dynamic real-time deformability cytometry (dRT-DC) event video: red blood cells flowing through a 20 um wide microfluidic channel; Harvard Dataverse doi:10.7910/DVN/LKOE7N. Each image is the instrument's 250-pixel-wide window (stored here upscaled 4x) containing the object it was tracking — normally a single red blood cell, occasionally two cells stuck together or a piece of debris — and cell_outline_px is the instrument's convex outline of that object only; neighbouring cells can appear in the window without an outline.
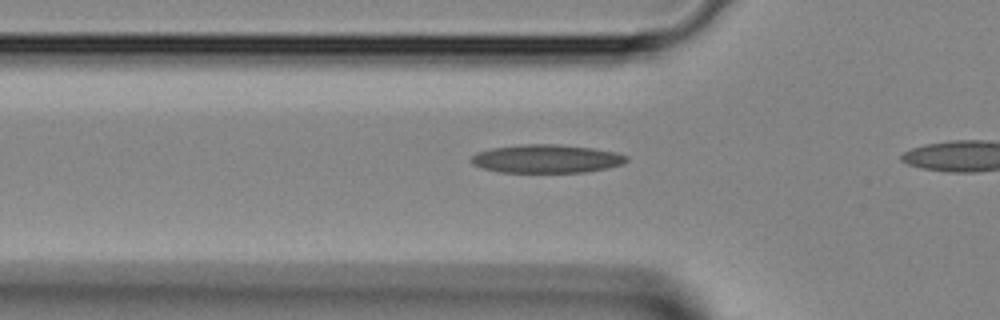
{"species": "Egyptian fruit bat (a non-hibernating species)", "species_latin": "Rousettus aegyptiacus", "temperature_condition": "room temperature", "stored_images_in_passage": 8, "camera_frame_rate_fps": 3000, "um_per_image_px": 0.085, "animal": {"sex": "female"}, "frame": {"image": 1, "passage_image": 7, "time_ms": 2.0, "image_size_px": [1000, 320], "cell_outline_px": [[628, 160], [624, 164], [608, 168], [584, 172], [500, 172], [484, 168], [472, 164], [468, 160], [476, 152], [492, 148], [520, 144], [556, 144], [592, 148], [616, 152], [628, 156]], "centroid_in_image_um": [46.45, 13.49], "position_along_channel_um": 79.3, "area_um2": 25.78}}